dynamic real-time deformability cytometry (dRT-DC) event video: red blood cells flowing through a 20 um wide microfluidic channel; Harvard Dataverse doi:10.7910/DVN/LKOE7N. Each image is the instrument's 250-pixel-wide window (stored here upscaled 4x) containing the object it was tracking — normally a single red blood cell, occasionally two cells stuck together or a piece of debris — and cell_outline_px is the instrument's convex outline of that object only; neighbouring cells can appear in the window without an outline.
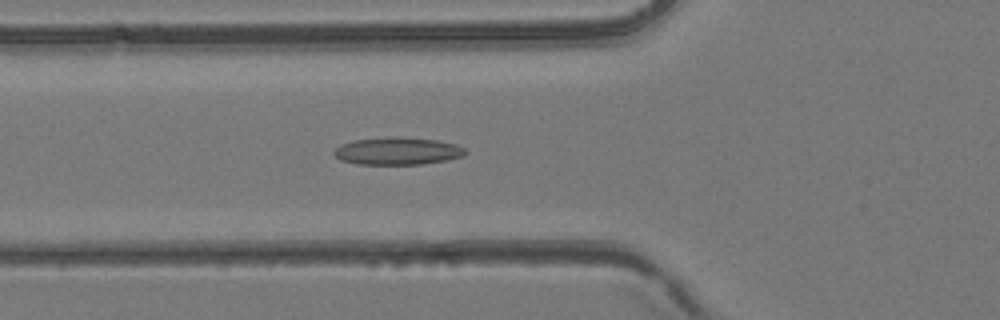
{"species": "common noctule bat (a hibernating species)", "species_latin": "Nyctalus noctula", "temperature_condition": "room temperature", "stored_images_in_passage": 43, "camera_frame_rate_fps": 3000, "um_per_image_px": 0.085, "animal": {"sex": "female", "body_mass_g": 24.6, "forearm_length_mm": 56.2}, "frame": {"image": 1, "passage_image": 16, "time_ms": 5.0, "image_size_px": [1000, 320], "cell_outline_px": [[468, 152], [464, 156], [448, 160], [420, 164], [356, 164], [340, 160], [332, 152], [340, 144], [356, 140], [392, 136], [396, 136], [436, 140], [456, 144], [464, 148]], "centroid_in_image_um": [33.8, 12.84], "position_along_channel_um": 92.0, "area_um2": 21.1}}
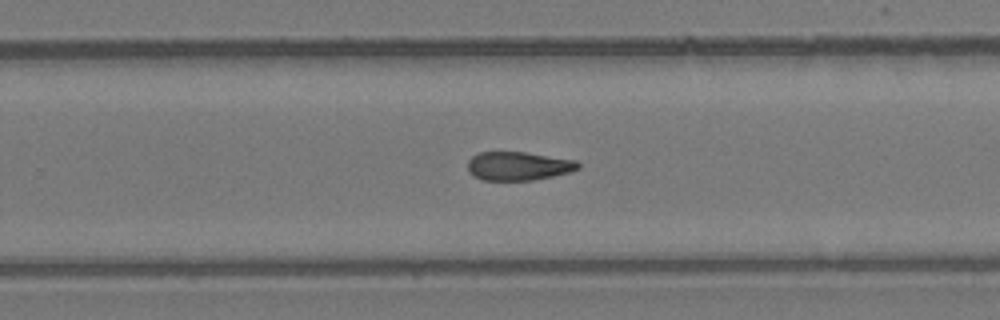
{"frame": {"image": 2, "passage_image": 28, "time_ms": 9.0, "image_size_px": [1000, 320], "cell_outline_px": [[580, 168], [572, 172], [532, 180], [484, 180], [468, 172], [468, 160], [472, 156], [480, 152], [524, 152], [576, 160], [580, 164]], "centroid_in_image_um": [44.08, 14.11], "position_along_channel_um": 285.7, "area_um2": 18.38}}
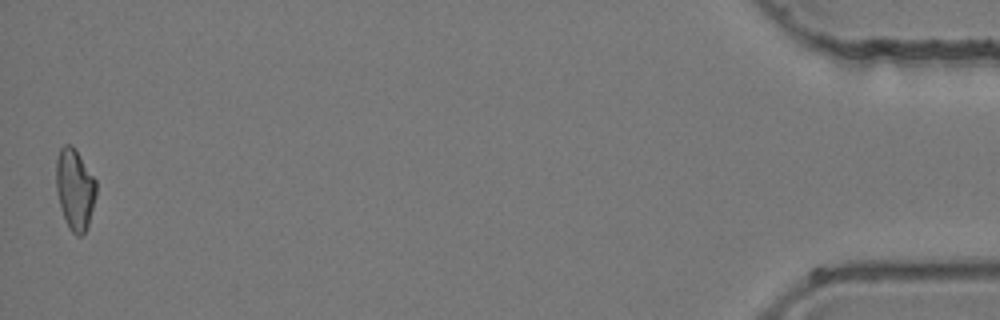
{"frame": {"image": 3, "passage_image": 43, "time_ms": 14.0, "image_size_px": [1000, 320], "cell_outline_px": [[96, 196], [88, 224], [84, 232], [80, 236], [76, 236], [68, 228], [60, 208], [56, 188], [56, 160], [60, 148], [64, 144], [72, 144], [76, 148], [96, 180]], "centroid_in_image_um": [6.35, 16.05], "position_along_channel_um": 428.8, "area_um2": 19.13}}